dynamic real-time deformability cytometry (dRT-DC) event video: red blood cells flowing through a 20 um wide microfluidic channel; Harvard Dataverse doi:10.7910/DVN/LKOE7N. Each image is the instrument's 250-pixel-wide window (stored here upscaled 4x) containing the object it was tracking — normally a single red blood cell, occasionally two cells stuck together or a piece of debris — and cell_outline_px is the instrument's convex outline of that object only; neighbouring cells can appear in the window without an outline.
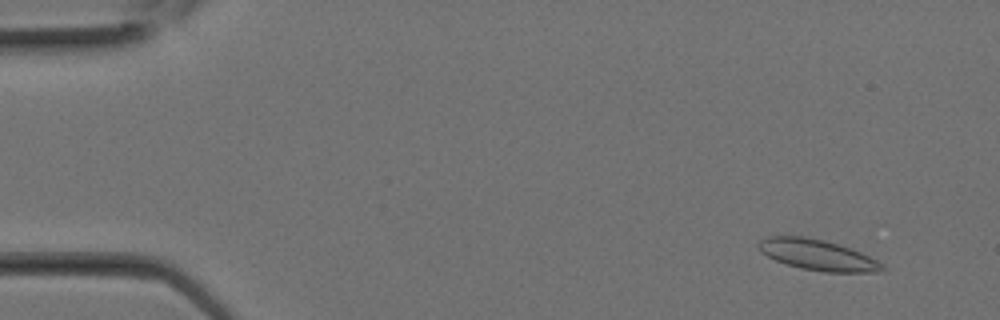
{"species": "Egyptian fruit bat (a non-hibernating species)", "species_latin": "Rousettus aegyptiacus", "temperature_condition": "room temperature", "stored_images_in_passage": 9, "camera_frame_rate_fps": 3000, "um_per_image_px": 0.085, "animal": {"sex": "female"}, "frame": {"image": 1, "passage_image": 2, "time_ms": 0.333, "image_size_px": [1000, 320], "cell_outline_px": [[888, 268], [884, 272], [824, 272], [800, 268], [776, 260], [760, 252], [756, 244], [760, 240], [768, 236], [804, 236], [824, 240], [860, 252], [884, 264]], "centroid_in_image_um": [69.5, 21.67], "position_along_channel_um": 15.5, "area_um2": 22.14}}
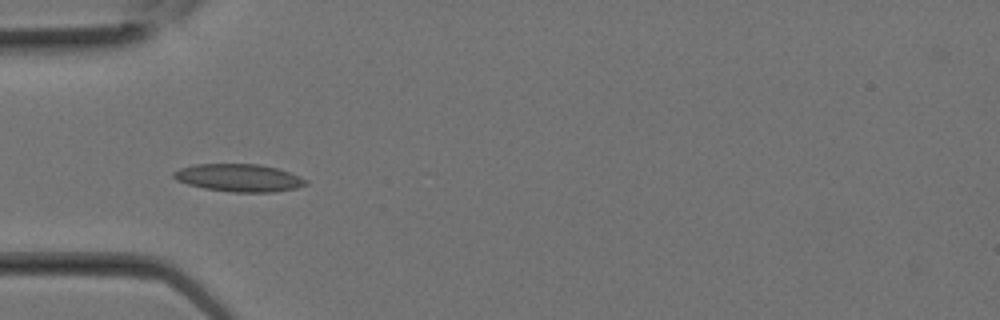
{"frame": {"image": 2, "passage_image": 8, "time_ms": 2.333, "image_size_px": [1000, 320], "cell_outline_px": [[308, 184], [296, 188], [276, 192], [232, 192], [204, 188], [188, 184], [176, 180], [172, 176], [172, 172], [180, 168], [196, 164], [260, 164], [276, 168], [288, 172], [308, 180]], "centroid_in_image_um": [20.3, 15.11], "position_along_channel_um": 64.7, "area_um2": 21.27}}